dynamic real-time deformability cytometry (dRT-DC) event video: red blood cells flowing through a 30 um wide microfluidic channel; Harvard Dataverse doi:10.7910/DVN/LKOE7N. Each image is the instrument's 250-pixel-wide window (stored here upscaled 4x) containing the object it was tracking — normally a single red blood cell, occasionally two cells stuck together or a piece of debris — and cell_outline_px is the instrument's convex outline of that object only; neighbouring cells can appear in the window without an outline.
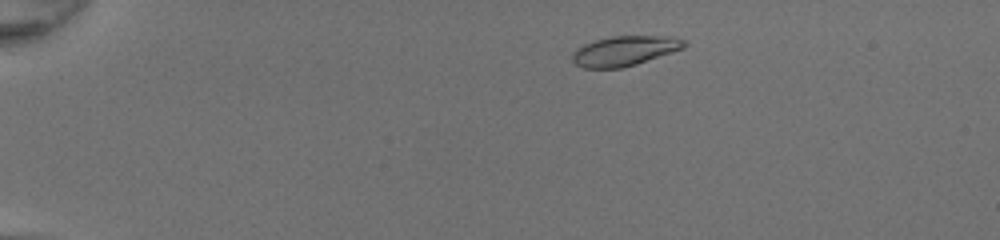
{"species": "common noctule bat (a hibernating species)", "species_latin": "Nyctalus noctula", "temperature_condition": "room temperature", "stored_images_in_passage": 45, "camera_frame_rate_fps": 3000, "um_per_image_px": 0.085, "animal": {"sex": "female", "body_mass_g": 20.0, "forearm_length_mm": 54.0}, "frame": {"image": 1, "passage_image": 5, "time_ms": 1.333, "image_size_px": [1000, 240], "cell_outline_px": [[688, 44], [684, 48], [636, 64], [620, 68], [584, 68], [576, 64], [572, 60], [572, 52], [584, 44], [592, 40], [612, 36], [672, 36], [684, 40]], "centroid_in_image_um": [53.08, 4.31], "position_along_channel_um": 31.9, "area_um2": 19.48}}
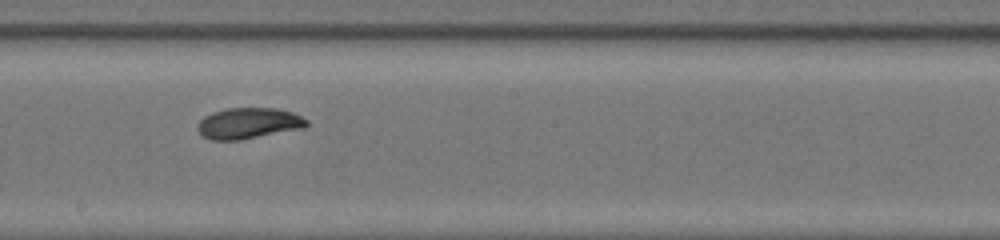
{"frame": {"image": 2, "passage_image": 25, "time_ms": 8.0, "image_size_px": [1000, 240], "cell_outline_px": [[308, 124], [304, 128], [240, 140], [212, 140], [204, 136], [196, 128], [200, 120], [204, 116], [212, 112], [228, 108], [276, 108], [292, 112], [308, 120]], "centroid_in_image_um": [21.13, 10.47], "position_along_channel_um": 227.1, "area_um2": 19.65}}
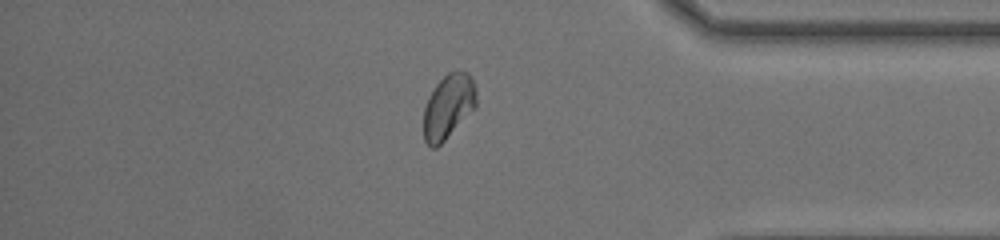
{"frame": {"image": 3, "passage_image": 38, "time_ms": 12.333, "image_size_px": [1000, 240], "cell_outline_px": [[476, 108], [436, 148], [432, 148], [424, 140], [424, 108], [428, 96], [436, 84], [448, 72], [468, 72], [472, 76], [476, 88]], "centroid_in_image_um": [38.12, 9.04], "position_along_channel_um": 397.1, "area_um2": 19.77}, "authors_computed_cell_mechanics": {"area_um2": 19.5942, "velocity_mm_per_s": 4.3034, "shape_relaxation_time_tau1_ms": 3.327, "shape_relaxation_time_tau2_ms": 1.6005, "deformation_change_tau1": 0.1404, "deformation_change_tau2": 0.0518}}